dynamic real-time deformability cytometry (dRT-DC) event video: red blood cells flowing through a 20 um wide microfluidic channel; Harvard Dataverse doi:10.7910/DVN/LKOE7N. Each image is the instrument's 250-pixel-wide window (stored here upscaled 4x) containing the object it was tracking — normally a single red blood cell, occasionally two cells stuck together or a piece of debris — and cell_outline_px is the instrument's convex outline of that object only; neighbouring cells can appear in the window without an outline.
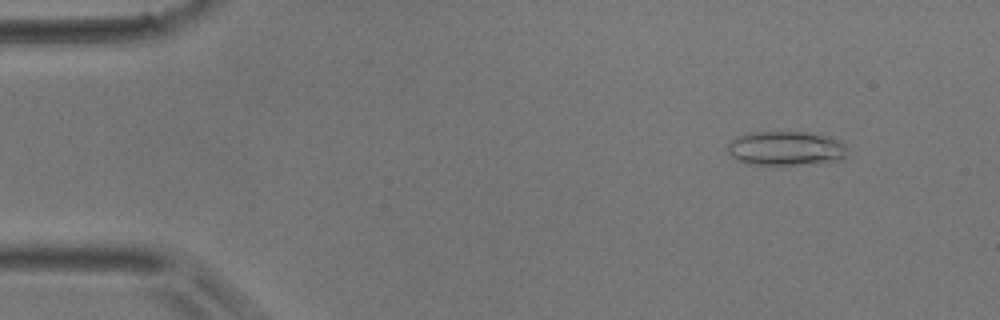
{"species": "common noctule bat (a hibernating species)", "species_latin": "Nyctalus noctula", "temperature_condition": "room temperature", "stored_images_in_passage": 47, "camera_frame_rate_fps": 3000, "um_per_image_px": 0.085, "animal": {"sex": "male", "body_mass_g": 17.9}, "frame": {"image": 1, "passage_image": 5, "time_ms": 1.333, "image_size_px": [1000, 320], "cell_outline_px": [[844, 156], [840, 160], [828, 164], [744, 164], [736, 160], [728, 152], [728, 144], [736, 136], [748, 132], [804, 132], [824, 136], [840, 140], [844, 144]], "centroid_in_image_um": [66.77, 12.62], "position_along_channel_um": 18.2, "area_um2": 23.99}}
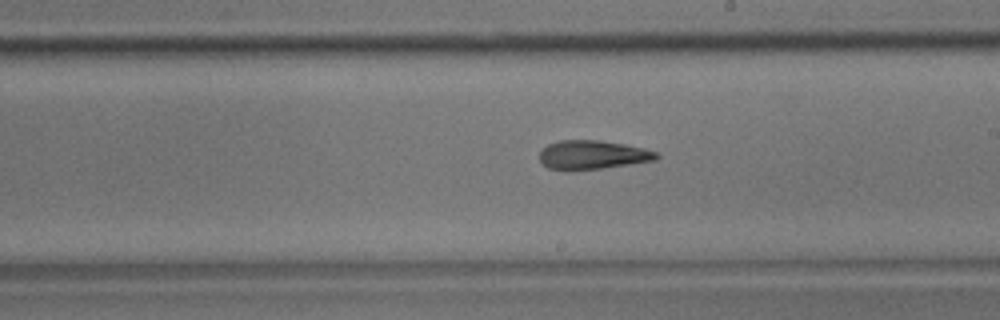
{"frame": {"image": 2, "passage_image": 27, "time_ms": 8.667, "image_size_px": [1000, 320], "cell_outline_px": [[660, 156], [656, 160], [604, 168], [568, 172], [548, 168], [540, 160], [540, 152], [548, 144], [560, 140], [600, 140], [624, 144], [644, 148], [656, 152]], "centroid_in_image_um": [50.35, 13.18], "position_along_channel_um": 238.6, "area_um2": 19.94}}
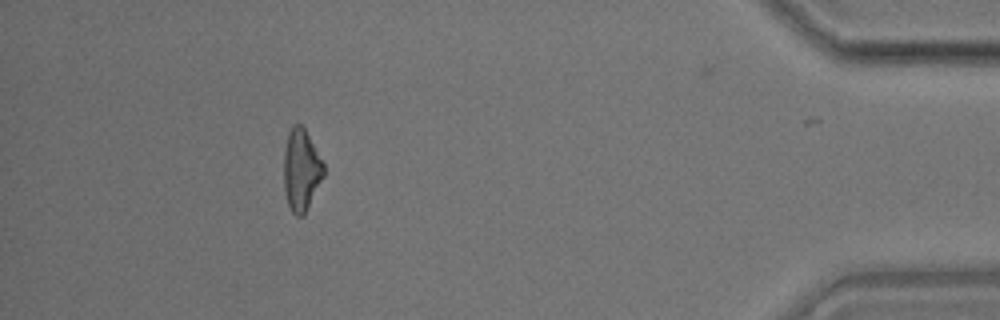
{"frame": {"image": 3, "passage_image": 43, "time_ms": 14.0, "image_size_px": [1000, 320], "cell_outline_px": [[324, 176], [304, 216], [296, 216], [292, 212], [288, 204], [284, 188], [284, 148], [288, 132], [292, 124], [300, 124], [304, 128], [324, 164]], "centroid_in_image_um": [25.6, 14.46], "position_along_channel_um": 409.6, "area_um2": 19.02}}